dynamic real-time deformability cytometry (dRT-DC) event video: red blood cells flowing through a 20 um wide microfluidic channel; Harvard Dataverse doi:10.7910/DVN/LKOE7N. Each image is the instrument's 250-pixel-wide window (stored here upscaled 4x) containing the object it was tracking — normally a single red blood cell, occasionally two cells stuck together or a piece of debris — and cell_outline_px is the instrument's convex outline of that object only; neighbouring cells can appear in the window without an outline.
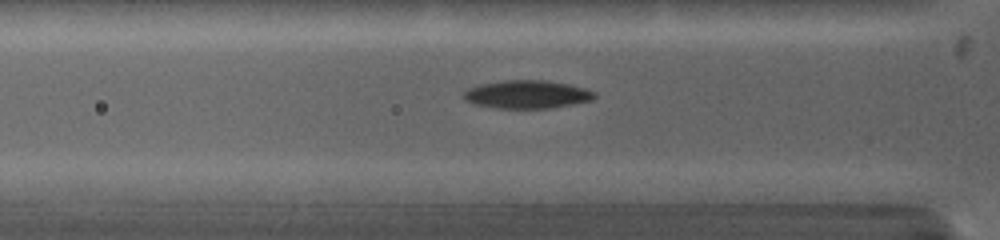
{"species": "common noctule bat (a hibernating species)", "species_latin": "Nyctalus noctula", "temperature_condition": "warm", "stored_images_in_passage": 13, "camera_frame_rate_fps": 5000, "um_per_image_px": 0.085, "animal": {"sex": "female", "body_mass_g": 19.0, "forearm_length_mm": 53.3}, "frame": {"image": 1, "passage_image": 10, "time_ms": 2.8, "image_size_px": [1000, 240], "cell_outline_px": [[596, 96], [592, 100], [572, 104], [548, 108], [496, 108], [476, 104], [464, 100], [464, 92], [468, 88], [480, 84], [500, 80], [548, 80], [568, 84], [584, 88], [596, 92]], "centroid_in_image_um": [44.79, 8.01], "position_along_channel_um": 81.0, "area_um2": 21.44}}
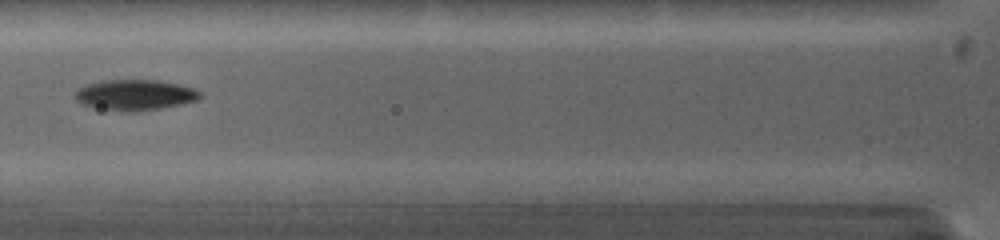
{"frame": {"image": 2, "passage_image": 12, "time_ms": 3.6, "image_size_px": [1000, 240], "cell_outline_px": [[200, 96], [196, 100], [180, 104], [160, 108], [132, 112], [128, 112], [92, 108], [76, 100], [76, 88], [88, 84], [104, 80], [156, 80], [180, 84], [196, 88], [200, 92]], "centroid_in_image_um": [11.45, 8.07], "position_along_channel_um": 114.3, "area_um2": 22.31}}